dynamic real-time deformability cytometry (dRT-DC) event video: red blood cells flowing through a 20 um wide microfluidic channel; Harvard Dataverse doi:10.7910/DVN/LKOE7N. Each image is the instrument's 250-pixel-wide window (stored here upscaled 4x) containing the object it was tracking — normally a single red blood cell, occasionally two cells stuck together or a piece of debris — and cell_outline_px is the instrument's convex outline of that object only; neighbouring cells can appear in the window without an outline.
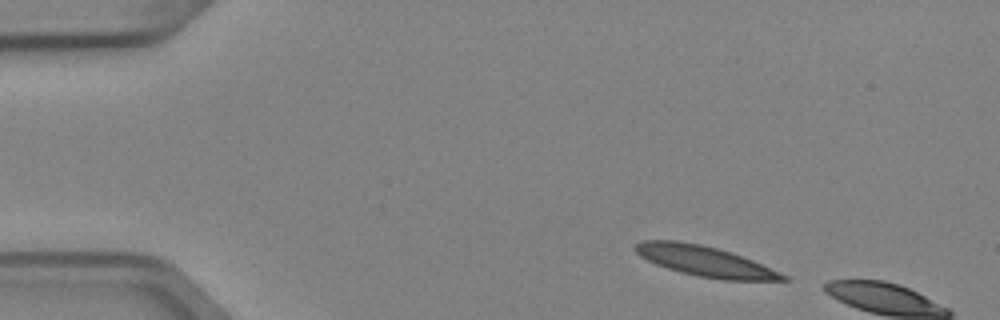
{"species": "Egyptian fruit bat (a non-hibernating species)", "species_latin": "Rousettus aegyptiacus", "temperature_condition": "cold", "stored_images_in_passage": 2, "camera_frame_rate_fps": 3000, "um_per_image_px": 0.085, "animal": {"sex": "female"}, "frame": {"image": 1, "passage_image": 1, "time_ms": 0.0, "image_size_px": [1000, 320], "cell_outline_px": [[792, 280], [724, 280], [696, 276], [680, 272], [656, 264], [640, 256], [632, 248], [640, 240], [676, 240], [700, 244], [732, 252], [752, 260], [788, 276]], "centroid_in_image_um": [59.89, 22.19], "position_along_channel_um": 25.1, "area_um2": 26.01}}